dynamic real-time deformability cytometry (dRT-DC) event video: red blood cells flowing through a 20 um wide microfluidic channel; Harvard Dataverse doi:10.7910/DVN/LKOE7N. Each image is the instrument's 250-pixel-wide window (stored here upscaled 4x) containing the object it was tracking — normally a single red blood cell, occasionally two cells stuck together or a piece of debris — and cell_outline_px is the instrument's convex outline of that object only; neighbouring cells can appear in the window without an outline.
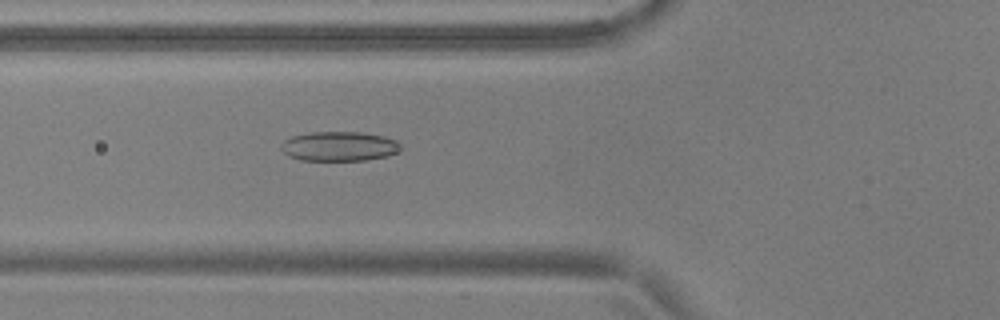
{"species": "common noctule bat (a hibernating species)", "species_latin": "Nyctalus noctula", "temperature_condition": "warm", "stored_images_in_passage": 45, "camera_frame_rate_fps": 3000, "um_per_image_px": 0.085, "animal": {"sex": "male", "body_mass_g": 17.9, "forearm_length_mm": 54.2}, "frame": {"image": 1, "passage_image": 11, "time_ms": 3.333, "image_size_px": [1000, 320], "cell_outline_px": [[404, 148], [388, 156], [364, 160], [300, 160], [288, 156], [280, 148], [280, 144], [284, 140], [292, 136], [308, 132], [364, 132], [384, 136], [396, 140], [404, 144]], "centroid_in_image_um": [28.86, 12.43], "position_along_channel_um": 96.9, "area_um2": 20.92}}
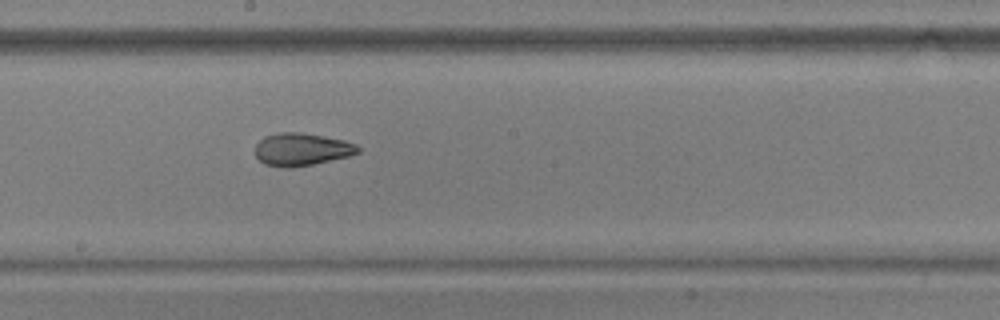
{"frame": {"image": 2, "passage_image": 21, "time_ms": 6.667, "image_size_px": [1000, 320], "cell_outline_px": [[360, 152], [348, 156], [312, 164], [288, 168], [284, 168], [264, 164], [256, 156], [256, 144], [264, 136], [280, 132], [300, 132], [324, 136], [344, 140], [356, 144], [360, 148]], "centroid_in_image_um": [25.63, 12.69], "position_along_channel_um": 222.6, "area_um2": 19.48}}
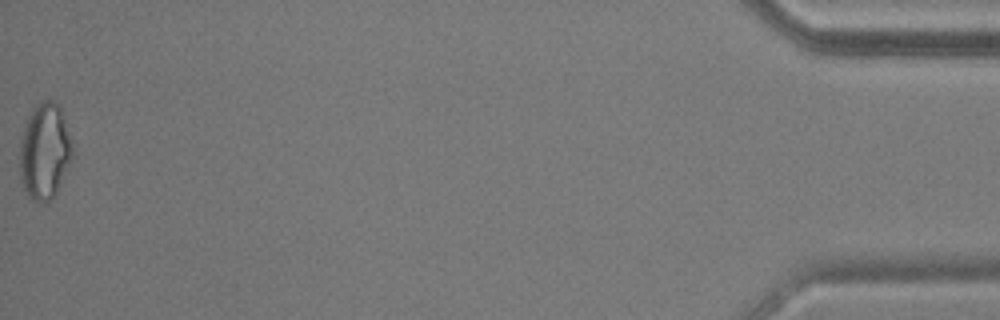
{"frame": {"image": 3, "passage_image": 45, "time_ms": 14.667, "image_size_px": [1000, 320], "cell_outline_px": [[76, 156], [56, 192], [44, 204], [32, 200], [28, 196], [24, 188], [20, 176], [20, 140], [24, 124], [32, 108], [40, 100], [52, 100], [60, 108]], "centroid_in_image_um": [3.81, 12.87], "position_along_channel_um": 431.4, "area_um2": 29.88}, "authors_computed_cell_mechanics": {"area_um2": 20.9236, "velocity_mm_per_s": 3.7541, "shape_relaxation_time_tau1_ms": 5.2991, "shape_relaxation_time_tau2_ms": 2.3786, "deformation_change_tau1": 0.1407, "deformation_change_tau2": 0.0918}}